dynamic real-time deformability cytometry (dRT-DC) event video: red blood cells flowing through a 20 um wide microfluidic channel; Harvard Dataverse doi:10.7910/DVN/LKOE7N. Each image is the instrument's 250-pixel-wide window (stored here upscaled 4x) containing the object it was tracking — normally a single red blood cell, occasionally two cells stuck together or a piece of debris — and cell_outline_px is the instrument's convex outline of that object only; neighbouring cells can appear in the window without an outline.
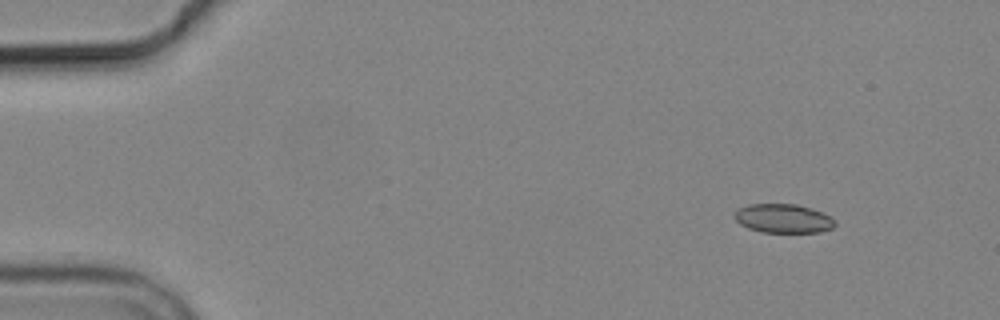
{"species": "common noctule bat (a hibernating species)", "species_latin": "Nyctalus noctula", "temperature_condition": "cold", "stored_images_in_passage": 5, "segment_of_instrument_passage": [1, 2], "camera_frame_rate_fps": 3000, "um_per_image_px": 0.085, "animal": {"sex": "male", "body_mass_g": 19.2, "forearm_length_mm": 51.8}, "frame": {"image": 1, "passage_image": 1, "time_ms": 0.0, "image_size_px": [1000, 320], "cell_outline_px": [[836, 224], [832, 228], [820, 232], [760, 232], [748, 228], [740, 224], [732, 216], [732, 212], [748, 204], [796, 204], [812, 208], [836, 220]], "centroid_in_image_um": [66.54, 18.57], "position_along_channel_um": 18.5, "area_um2": 17.05}}
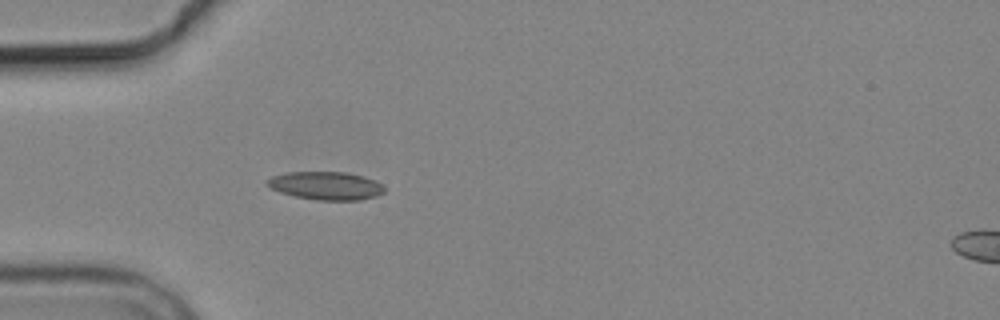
{"frame": {"image": 2, "passage_image": 4, "time_ms": 3.667, "image_size_px": [1000, 320], "cell_outline_px": [[384, 192], [376, 196], [360, 200], [316, 200], [296, 196], [280, 192], [264, 184], [264, 180], [272, 176], [288, 172], [344, 172], [364, 176], [380, 184], [384, 188]], "centroid_in_image_um": [27.66, 15.78], "position_along_channel_um": 57.3, "area_um2": 19.13}}